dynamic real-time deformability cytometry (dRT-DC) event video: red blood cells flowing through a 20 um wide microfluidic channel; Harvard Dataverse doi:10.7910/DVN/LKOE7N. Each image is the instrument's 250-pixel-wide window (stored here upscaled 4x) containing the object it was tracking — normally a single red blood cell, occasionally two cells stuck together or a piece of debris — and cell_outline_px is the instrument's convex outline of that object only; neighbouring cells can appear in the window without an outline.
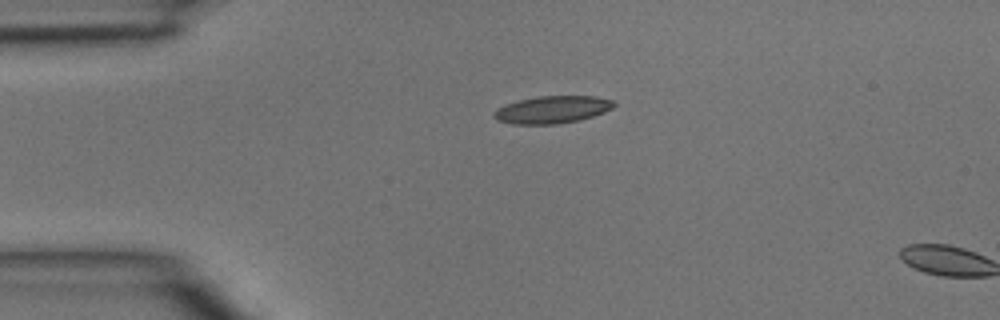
{"species": "common noctule bat (a hibernating species)", "species_latin": "Nyctalus noctula", "temperature_condition": "room temperature", "stored_images_in_passage": 2, "camera_frame_rate_fps": 3000, "um_per_image_px": 0.085, "animal": {"sex": "male", "body_mass_g": 15.6}, "frame": {"image": 1, "passage_image": 1, "time_ms": 0.0, "image_size_px": [1000, 320], "cell_outline_px": [[616, 104], [612, 108], [604, 112], [580, 120], [556, 124], [512, 124], [496, 120], [492, 116], [492, 112], [496, 108], [520, 100], [536, 96], [596, 96], [612, 100]], "centroid_in_image_um": [46.92, 9.32], "position_along_channel_um": 38.1, "area_um2": 19.19}}